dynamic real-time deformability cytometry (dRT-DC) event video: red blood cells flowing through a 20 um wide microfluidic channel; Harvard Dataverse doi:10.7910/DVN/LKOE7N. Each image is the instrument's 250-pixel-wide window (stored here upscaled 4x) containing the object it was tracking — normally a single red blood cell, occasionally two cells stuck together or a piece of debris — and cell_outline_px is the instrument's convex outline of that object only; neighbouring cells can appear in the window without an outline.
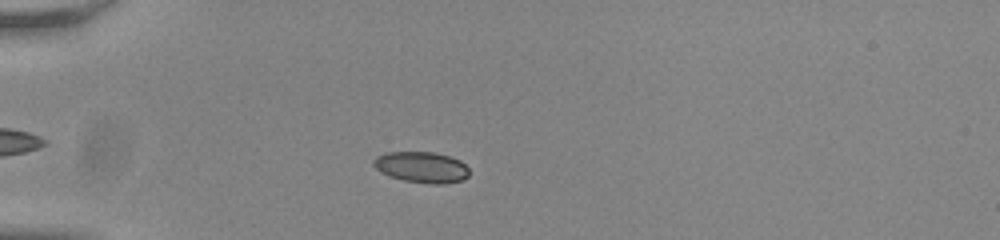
{"species": "common noctule bat (a hibernating species)", "species_latin": "Nyctalus noctula", "temperature_condition": "room temperature", "stored_images_in_passage": 51, "camera_frame_rate_fps": 3000, "um_per_image_px": 0.085, "animal": {"sex": "male", "body_mass_g": 20.0, "forearm_length_mm": 53.3}, "frame": {"image": 1, "passage_image": 12, "time_ms": 3.667, "image_size_px": [1000, 240], "cell_outline_px": [[468, 176], [464, 180], [444, 184], [432, 184], [404, 180], [388, 176], [380, 172], [372, 164], [372, 160], [376, 156], [384, 152], [436, 152], [460, 160], [468, 168]], "centroid_in_image_um": [35.81, 14.21], "position_along_channel_um": 49.2, "area_um2": 17.46}}
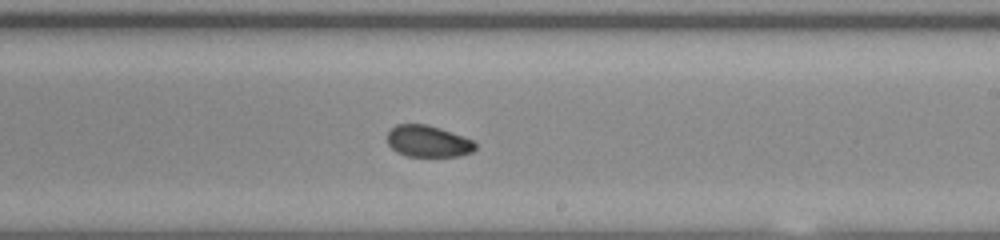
{"frame": {"image": 2, "passage_image": 30, "time_ms": 9.667, "image_size_px": [1000, 240], "cell_outline_px": [[476, 148], [472, 152], [460, 156], [408, 156], [396, 152], [388, 144], [388, 132], [396, 124], [424, 124], [440, 128], [472, 140], [476, 144]], "centroid_in_image_um": [36.38, 12.01], "position_along_channel_um": 252.6, "area_um2": 16.07}}
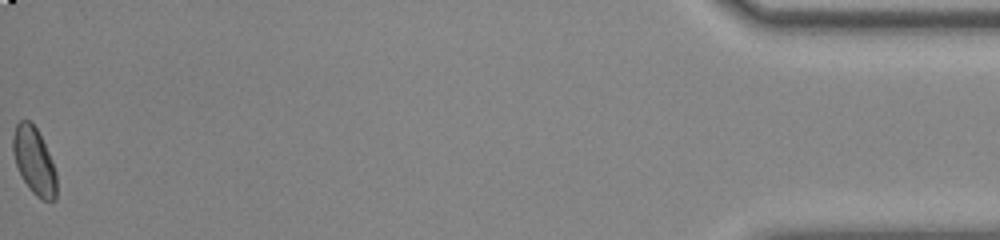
{"frame": {"image": 3, "passage_image": 51, "time_ms": 16.667, "image_size_px": [1000, 240], "cell_outline_px": [[56, 200], [44, 200], [36, 196], [28, 188], [16, 164], [12, 152], [12, 136], [16, 124], [20, 120], [28, 120], [36, 128], [52, 160], [56, 172]], "centroid_in_image_um": [2.89, 13.68], "position_along_channel_um": 432.3, "area_um2": 16.88}, "authors_computed_cell_mechanics": {"area_um2": 16.8198, "velocity_mm_per_s": 3.8165, "shape_relaxation_time_tau1_ms": 2.7945, "shape_relaxation_time_tau2_ms": 4.4935, "deformation_change_tau1": 0.051, "deformation_change_tau2": 0.0771}}